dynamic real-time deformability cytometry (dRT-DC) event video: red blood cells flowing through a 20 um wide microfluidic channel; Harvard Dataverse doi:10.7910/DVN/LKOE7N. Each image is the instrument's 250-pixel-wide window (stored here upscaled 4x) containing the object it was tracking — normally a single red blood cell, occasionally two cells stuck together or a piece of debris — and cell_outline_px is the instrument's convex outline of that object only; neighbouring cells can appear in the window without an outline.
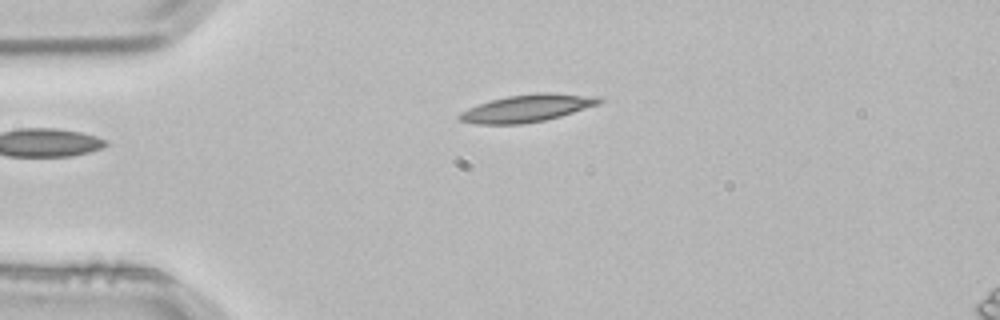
{"species": "common noctule bat (a hibernating species)", "species_latin": "Nyctalus noctula", "temperature_condition": "room temperature", "stored_images_in_passage": 2, "camera_frame_rate_fps": 3000, "um_per_image_px": 0.085, "animal": {"sex": "male", "body_mass_g": 21.5, "forearm_length_mm": 52.0}, "frame": {"image": 1, "passage_image": 2, "time_ms": 0.333, "image_size_px": [1000, 320], "cell_outline_px": [[604, 100], [600, 104], [560, 116], [544, 120], [520, 124], [476, 124], [460, 120], [456, 116], [460, 112], [468, 108], [492, 100], [508, 96], [536, 92], [548, 92], [600, 96]], "centroid_in_image_um": [44.84, 9.19], "position_along_channel_um": 40.2, "area_um2": 22.31}}